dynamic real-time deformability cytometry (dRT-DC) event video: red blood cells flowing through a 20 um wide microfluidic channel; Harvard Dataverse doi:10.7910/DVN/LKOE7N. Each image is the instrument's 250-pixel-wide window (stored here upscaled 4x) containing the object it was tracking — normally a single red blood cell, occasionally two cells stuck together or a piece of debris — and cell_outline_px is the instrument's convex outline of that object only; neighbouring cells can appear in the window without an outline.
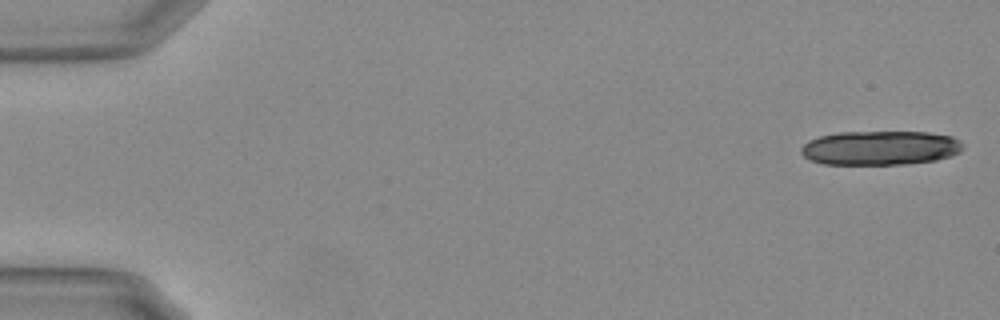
{"species": "Egyptian fruit bat (a non-hibernating species)", "species_latin": "Rousettus aegyptiacus", "temperature_condition": "warm", "stored_images_in_passage": 19, "camera_frame_rate_fps": 3000, "um_per_image_px": 0.085, "animal": {"sex": "female"}, "frame": {"image": 1, "passage_image": 1, "time_ms": 0.0, "image_size_px": [1000, 320], "cell_outline_px": [[964, 148], [960, 152], [952, 156], [936, 160], [908, 164], [824, 164], [812, 160], [804, 156], [800, 152], [800, 148], [808, 140], [820, 136], [840, 132], [928, 132], [952, 136], [960, 140], [964, 144]], "centroid_in_image_um": [74.86, 12.57], "position_along_channel_um": 10.1, "area_um2": 32.54}}